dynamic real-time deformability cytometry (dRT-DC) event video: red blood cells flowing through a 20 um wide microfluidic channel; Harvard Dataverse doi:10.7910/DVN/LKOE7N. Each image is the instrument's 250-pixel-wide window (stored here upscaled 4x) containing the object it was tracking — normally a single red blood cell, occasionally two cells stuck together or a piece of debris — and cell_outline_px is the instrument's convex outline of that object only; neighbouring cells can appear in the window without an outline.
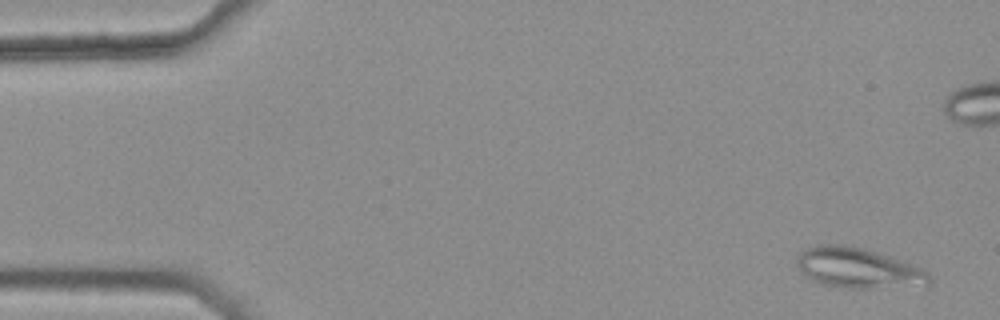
{"species": "common noctule bat (a hibernating species)", "species_latin": "Nyctalus noctula", "temperature_condition": "warm", "stored_images_in_passage": 8, "segment_of_instrument_passage": [1, 2], "camera_frame_rate_fps": 3000, "um_per_image_px": 0.085, "animal": {"sex": "female", "body_mass_g": 25.1}, "frame": {"image": 1, "passage_image": 1, "time_ms": 0.0, "image_size_px": [1000, 320], "cell_outline_px": [[932, 280], [928, 284], [868, 288], [840, 288], [820, 284], [812, 280], [796, 264], [796, 260], [800, 252], [816, 244], [844, 244], [892, 256], [920, 268], [928, 272]], "centroid_in_image_um": [72.91, 22.77], "position_along_channel_um": 12.1, "area_um2": 30.75}}
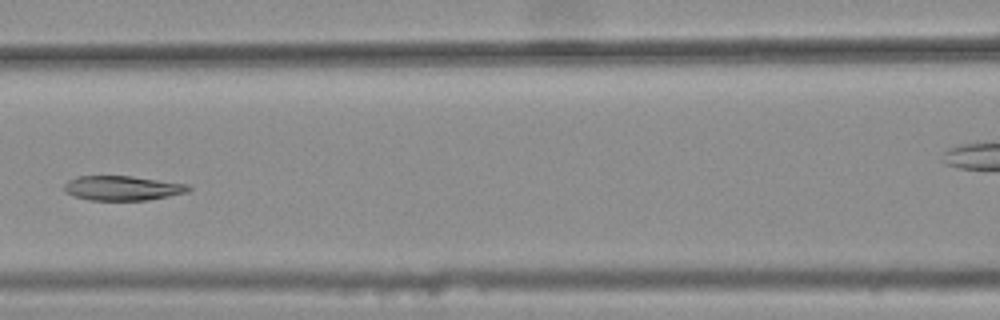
{"frame": {"image": 2, "passage_image": 7, "time_ms": 2.0, "image_size_px": [1000, 320], "cell_outline_px": [[192, 188], [188, 192], [148, 200], [88, 200], [72, 196], [64, 192], [64, 184], [68, 180], [76, 176], [132, 176], [188, 184]], "centroid_in_image_um": [10.38, 15.99], "position_along_channel_um": 156.2, "area_um2": 17.98}}